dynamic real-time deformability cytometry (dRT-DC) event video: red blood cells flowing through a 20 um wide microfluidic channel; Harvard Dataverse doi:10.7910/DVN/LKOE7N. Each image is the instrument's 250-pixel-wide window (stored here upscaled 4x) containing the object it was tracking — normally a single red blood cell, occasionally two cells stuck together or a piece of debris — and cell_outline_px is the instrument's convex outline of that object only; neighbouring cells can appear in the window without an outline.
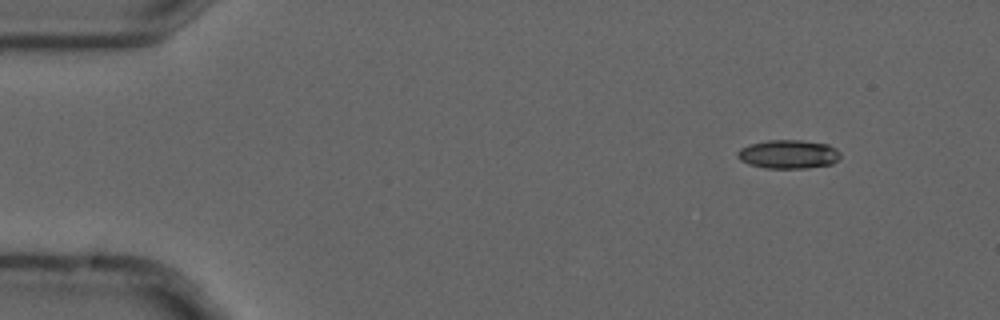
{"species": "common noctule bat (a hibernating species)", "species_latin": "Nyctalus noctula", "temperature_condition": "cold", "stored_images_in_passage": 4, "camera_frame_rate_fps": 3000, "um_per_image_px": 0.085, "animal": {"sex": "male", "forearm_length_mm": 52.5}, "frame": {"image": 1, "passage_image": 1, "time_ms": 0.0, "image_size_px": [1000, 320], "cell_outline_px": [[840, 156], [832, 164], [804, 168], [764, 168], [748, 164], [740, 160], [736, 156], [736, 152], [740, 148], [748, 144], [768, 140], [800, 140], [828, 144], [836, 148], [840, 152]], "centroid_in_image_um": [66.97, 13.1], "position_along_channel_um": 18.0, "area_um2": 17.34}}